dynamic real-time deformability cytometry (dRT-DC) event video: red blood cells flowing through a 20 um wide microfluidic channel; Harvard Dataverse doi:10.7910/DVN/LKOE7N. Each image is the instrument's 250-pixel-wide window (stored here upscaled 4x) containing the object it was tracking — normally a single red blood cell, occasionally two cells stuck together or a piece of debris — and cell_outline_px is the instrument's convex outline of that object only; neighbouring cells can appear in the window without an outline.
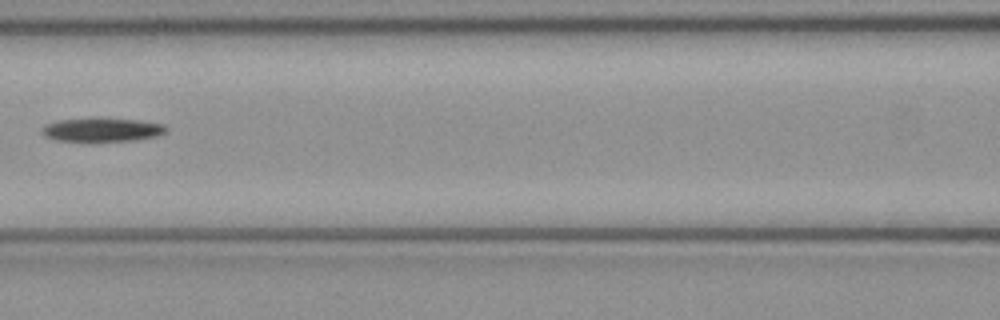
{"species": "common noctule bat (a hibernating species)", "species_latin": "Nyctalus noctula", "temperature_condition": "cold", "stored_images_in_passage": 7, "camera_frame_rate_fps": 3000, "um_per_image_px": 0.085, "animal": {"sex": "female", "body_mass_g": 21.9}, "frame": {"image": 1, "passage_image": 7, "time_ms": 2.0, "image_size_px": [1000, 320], "cell_outline_px": [[168, 128], [164, 132], [156, 136], [132, 140], [96, 144], [88, 144], [56, 140], [44, 136], [40, 132], [40, 128], [44, 124], [60, 120], [100, 116], [140, 120], [164, 124]], "centroid_in_image_um": [8.59, 11.04], "position_along_channel_um": 158.0, "area_um2": 18.61}}